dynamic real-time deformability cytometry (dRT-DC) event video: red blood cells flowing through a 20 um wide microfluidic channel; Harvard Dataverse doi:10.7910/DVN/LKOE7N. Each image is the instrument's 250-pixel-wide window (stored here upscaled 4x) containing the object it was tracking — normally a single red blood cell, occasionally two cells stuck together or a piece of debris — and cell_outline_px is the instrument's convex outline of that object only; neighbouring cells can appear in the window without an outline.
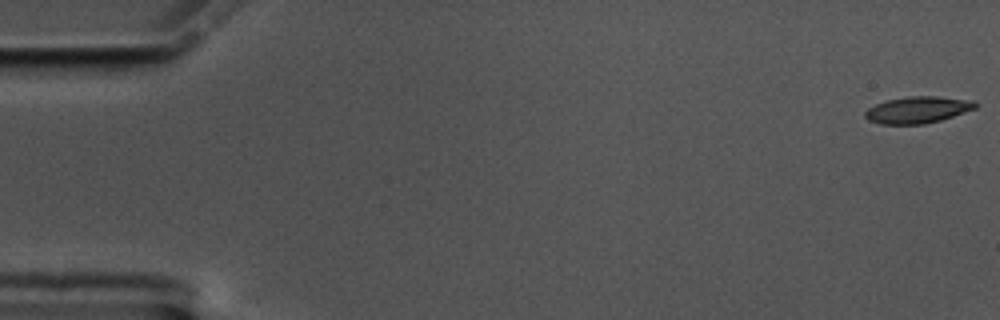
{"species": "common noctule bat (a hibernating species)", "species_latin": "Nyctalus noctula", "temperature_condition": "cold", "stored_images_in_passage": 9, "camera_frame_rate_fps": 3000, "um_per_image_px": 0.085, "animal": {"sex": "male", "body_mass_g": 17.5, "forearm_length_mm": 52.3}, "frame": {"image": 1, "passage_image": 1, "time_ms": 0.0, "image_size_px": [1000, 320], "cell_outline_px": [[976, 108], [940, 120], [924, 124], [880, 124], [868, 120], [864, 116], [864, 112], [868, 108], [876, 104], [888, 100], [908, 96], [936, 96], [976, 100]], "centroid_in_image_um": [77.99, 9.33], "position_along_channel_um": 7.0, "area_um2": 17.11}}